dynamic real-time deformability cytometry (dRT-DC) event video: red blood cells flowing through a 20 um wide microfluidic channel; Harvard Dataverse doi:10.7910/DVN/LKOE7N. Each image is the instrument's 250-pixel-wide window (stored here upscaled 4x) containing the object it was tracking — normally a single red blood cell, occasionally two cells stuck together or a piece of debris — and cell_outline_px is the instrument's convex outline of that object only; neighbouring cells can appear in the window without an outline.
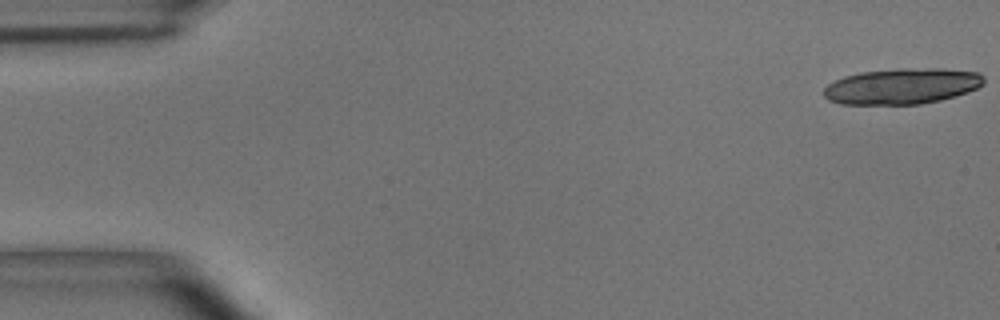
{"species": "common noctule bat (a hibernating species)", "species_latin": "Nyctalus noctula", "temperature_condition": "room temperature", "stored_images_in_passage": 12, "camera_frame_rate_fps": 3000, "um_per_image_px": 0.085, "animal": {"sex": "male", "body_mass_g": 15.6}, "frame": {"image": 1, "passage_image": 1, "time_ms": 0.0, "image_size_px": [1000, 320], "cell_outline_px": [[984, 84], [968, 92], [956, 96], [940, 100], [920, 104], [840, 104], [828, 100], [824, 96], [824, 88], [828, 84], [844, 76], [860, 72], [900, 68], [944, 68], [980, 72], [984, 76]], "centroid_in_image_um": [76.7, 7.32], "position_along_channel_um": 8.3, "area_um2": 33.7}}